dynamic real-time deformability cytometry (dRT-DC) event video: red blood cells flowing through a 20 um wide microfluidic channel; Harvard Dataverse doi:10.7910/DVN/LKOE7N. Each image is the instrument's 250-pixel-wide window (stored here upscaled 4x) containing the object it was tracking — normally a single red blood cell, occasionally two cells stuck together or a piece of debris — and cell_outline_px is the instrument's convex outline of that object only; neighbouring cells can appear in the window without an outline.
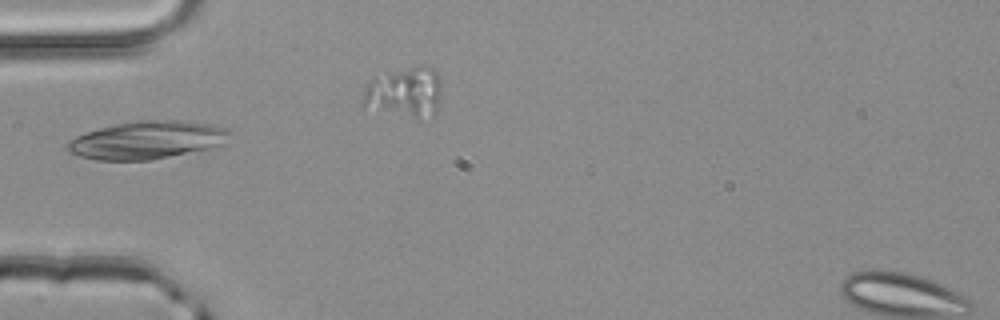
{"species": "common noctule bat (a hibernating species)", "species_latin": "Nyctalus noctula", "temperature_condition": "room temperature", "stored_images_in_passage": 3, "camera_frame_rate_fps": 3000, "um_per_image_px": 0.085, "animal": {"sex": "male", "body_mass_g": 20.4}, "frame": {"image": 1, "passage_image": 2, "time_ms": 0.333, "image_size_px": [1000, 320], "cell_outline_px": [[228, 132], [220, 144], [208, 148], [152, 160], [96, 160], [80, 156], [68, 152], [68, 144], [76, 136], [100, 128], [116, 124], [140, 120], [176, 120], [212, 124], [228, 128]], "centroid_in_image_um": [12.46, 11.9], "position_along_channel_um": 72.5, "area_um2": 35.08}}